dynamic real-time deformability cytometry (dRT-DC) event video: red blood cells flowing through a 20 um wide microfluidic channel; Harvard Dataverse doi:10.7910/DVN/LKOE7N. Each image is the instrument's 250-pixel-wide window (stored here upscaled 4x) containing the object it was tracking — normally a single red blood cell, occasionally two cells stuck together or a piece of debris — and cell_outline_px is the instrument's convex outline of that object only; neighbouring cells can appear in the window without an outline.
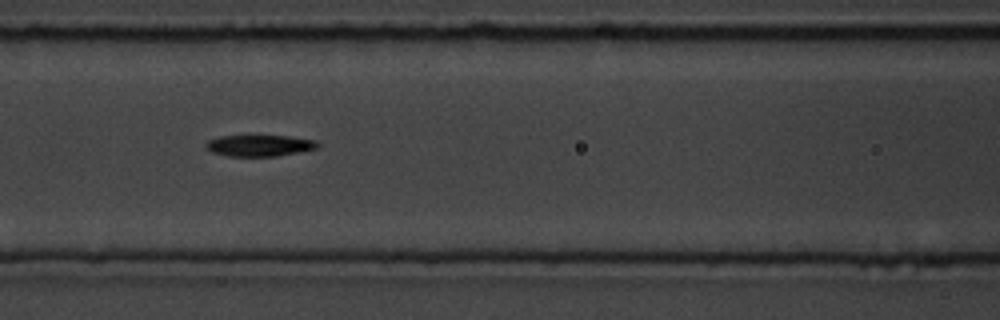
{"species": "common noctule bat (a hibernating species)", "species_latin": "Nyctalus noctula", "temperature_condition": "room temperature", "stored_images_in_passage": 13, "segment_of_instrument_passage": [1, 2], "camera_frame_rate_fps": 3000, "um_per_image_px": 0.085, "animal": {"sex": "male", "body_mass_g": 19.5, "forearm_length_mm": 54.6}, "frame": {"image": 1, "passage_image": 3, "time_ms": 2.0, "image_size_px": [1000, 320], "cell_outline_px": [[320, 144], [316, 148], [300, 152], [276, 156], [228, 156], [212, 152], [204, 148], [204, 144], [208, 140], [220, 136], [292, 136], [316, 140]], "centroid_in_image_um": [22.04, 12.37], "position_along_channel_um": 144.6, "area_um2": 13.99}}
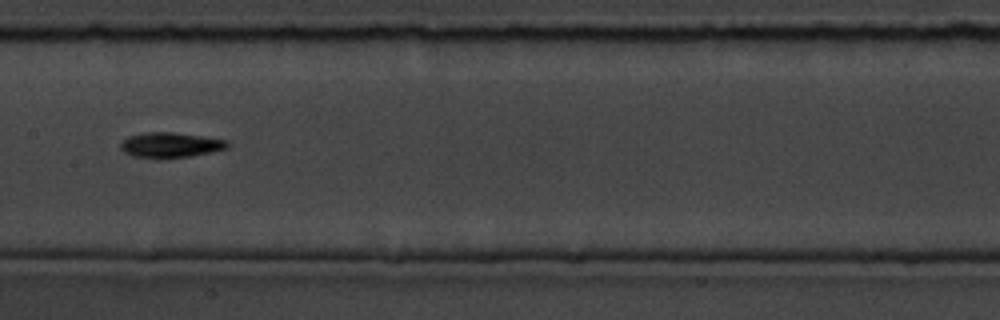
{"frame": {"image": 2, "passage_image": 4, "time_ms": 3.333, "image_size_px": [1000, 320], "cell_outline_px": [[232, 144], [228, 148], [192, 156], [160, 160], [132, 156], [124, 152], [120, 148], [120, 144], [128, 136], [144, 132], [172, 132], [228, 140]], "centroid_in_image_um": [14.48, 12.35], "position_along_channel_um": 192.9, "area_um2": 16.07}}
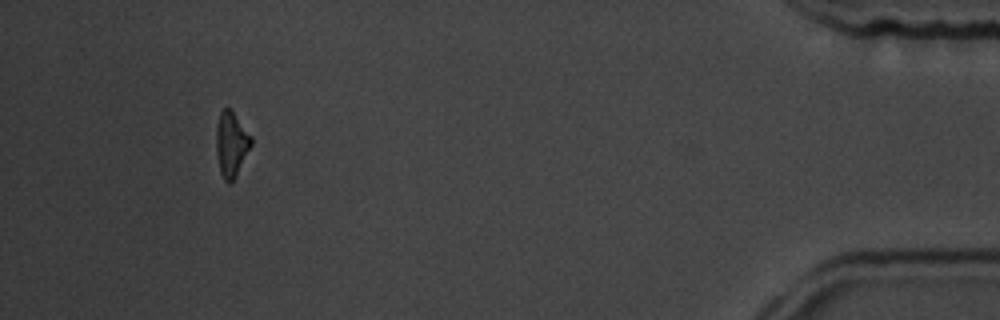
{"frame": {"image": 3, "passage_image": 11, "time_ms": 11.333, "image_size_px": [1000, 320], "cell_outline_px": [[252, 144], [236, 176], [228, 184], [224, 180], [220, 172], [216, 152], [216, 128], [220, 112], [224, 108], [232, 108], [252, 136]], "centroid_in_image_um": [19.67, 12.21], "position_along_channel_um": 415.5, "area_um2": 13.41}}